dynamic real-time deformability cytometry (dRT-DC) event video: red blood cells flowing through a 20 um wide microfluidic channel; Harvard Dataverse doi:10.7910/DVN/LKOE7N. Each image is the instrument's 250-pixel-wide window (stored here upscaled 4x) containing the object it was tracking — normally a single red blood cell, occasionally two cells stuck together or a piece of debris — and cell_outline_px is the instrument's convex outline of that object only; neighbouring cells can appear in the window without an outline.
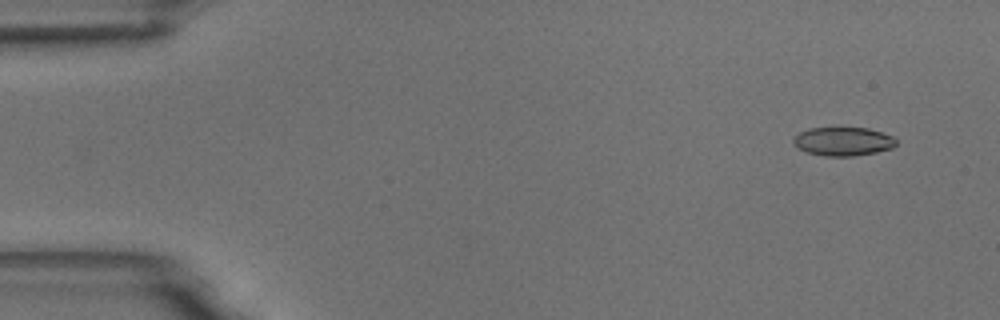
{"species": "common noctule bat (a hibernating species)", "species_latin": "Nyctalus noctula", "temperature_condition": "room temperature", "stored_images_in_passage": 5, "camera_frame_rate_fps": 3000, "um_per_image_px": 0.085, "animal": {"sex": "male", "body_mass_g": 18.8}, "frame": {"image": 1, "passage_image": 2, "time_ms": 1.0, "image_size_px": [1000, 320], "cell_outline_px": [[896, 144], [892, 148], [876, 152], [852, 156], [824, 156], [808, 152], [796, 148], [792, 144], [792, 140], [800, 132], [808, 128], [868, 128], [892, 136], [896, 140]], "centroid_in_image_um": [71.63, 12.02], "position_along_channel_um": 13.4, "area_um2": 17.11}}
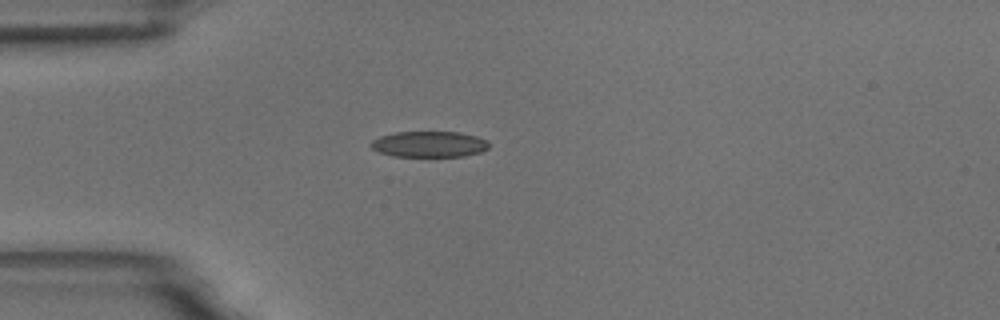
{"frame": {"image": 2, "passage_image": 5, "time_ms": 4.667, "image_size_px": [1000, 320], "cell_outline_px": [[488, 148], [480, 152], [464, 156], [392, 156], [380, 152], [372, 148], [368, 144], [372, 140], [380, 136], [396, 132], [460, 132], [476, 136], [488, 140]], "centroid_in_image_um": [36.47, 12.25], "position_along_channel_um": 48.5, "area_um2": 17.8}}